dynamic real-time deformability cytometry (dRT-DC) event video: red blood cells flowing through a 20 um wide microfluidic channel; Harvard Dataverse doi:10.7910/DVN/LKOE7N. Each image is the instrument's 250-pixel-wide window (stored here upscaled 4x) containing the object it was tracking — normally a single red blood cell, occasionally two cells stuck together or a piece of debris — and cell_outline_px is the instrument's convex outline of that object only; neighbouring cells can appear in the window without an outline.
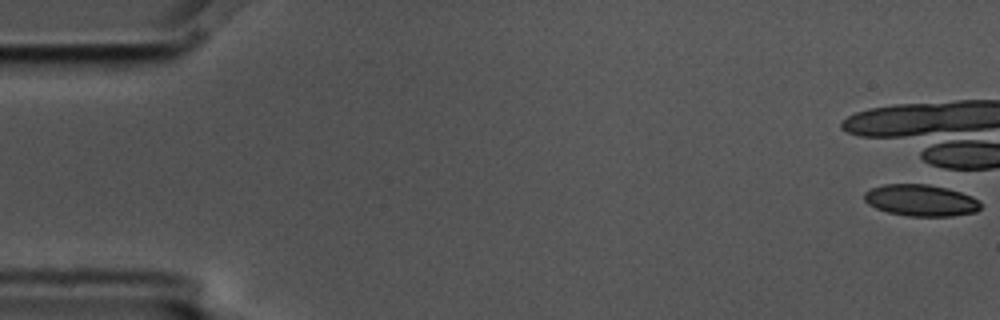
{"species": "common noctule bat (a hibernating species)", "species_latin": "Nyctalus noctula", "temperature_condition": "cold", "stored_images_in_passage": 12, "camera_frame_rate_fps": 3000, "um_per_image_px": 0.085, "animal": {"sex": "male", "body_mass_g": 17.5, "forearm_length_mm": 52.3}, "frame": {"image": 1, "passage_image": 1, "time_ms": 0.0, "image_size_px": [1000, 320], "cell_outline_px": [[980, 208], [976, 212], [952, 216], [908, 216], [888, 212], [876, 208], [868, 204], [864, 200], [864, 192], [872, 188], [884, 184], [928, 184], [948, 188], [972, 196], [980, 200]], "centroid_in_image_um": [78.28, 17.03], "position_along_channel_um": 6.7, "area_um2": 21.5}}